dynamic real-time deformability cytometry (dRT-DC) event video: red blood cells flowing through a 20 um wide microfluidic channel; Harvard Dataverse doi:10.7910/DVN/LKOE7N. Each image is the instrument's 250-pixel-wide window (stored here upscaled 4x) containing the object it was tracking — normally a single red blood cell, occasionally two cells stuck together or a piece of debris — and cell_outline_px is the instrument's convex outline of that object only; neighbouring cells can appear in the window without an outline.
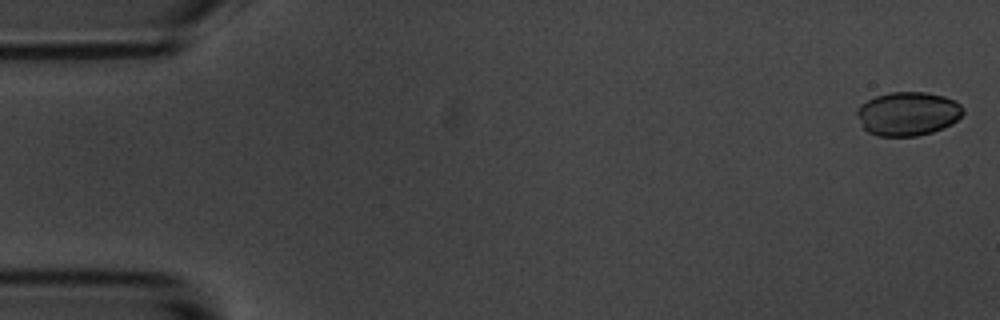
{"species": "common noctule bat (a hibernating species)", "species_latin": "Nyctalus noctula", "temperature_condition": "room temperature", "stored_images_in_passage": 15, "camera_frame_rate_fps": 3000, "um_per_image_px": 0.085, "animal": {"sex": "male", "body_mass_g": 20.1, "forearm_length_mm": 53.5}, "frame": {"image": 1, "passage_image": 1, "time_ms": 0.0, "image_size_px": [1000, 320], "cell_outline_px": [[964, 112], [952, 124], [932, 132], [916, 136], [876, 136], [868, 132], [864, 128], [856, 112], [860, 104], [876, 96], [888, 92], [924, 92], [944, 96], [956, 100], [964, 108]], "centroid_in_image_um": [77.18, 9.66], "position_along_channel_um": 7.8, "area_um2": 27.11}}
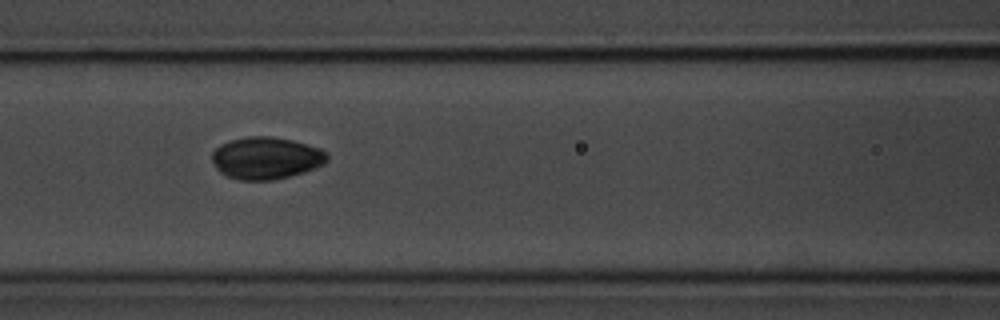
{"frame": {"image": 2, "passage_image": 7, "time_ms": 7.667, "image_size_px": [1000, 320], "cell_outline_px": [[328, 160], [324, 164], [316, 168], [304, 172], [272, 180], [240, 180], [224, 176], [216, 168], [212, 160], [212, 152], [220, 144], [232, 140], [248, 136], [272, 136], [292, 140], [320, 148], [328, 152]], "centroid_in_image_um": [22.62, 13.43], "position_along_channel_um": 144.0, "area_um2": 28.44}}
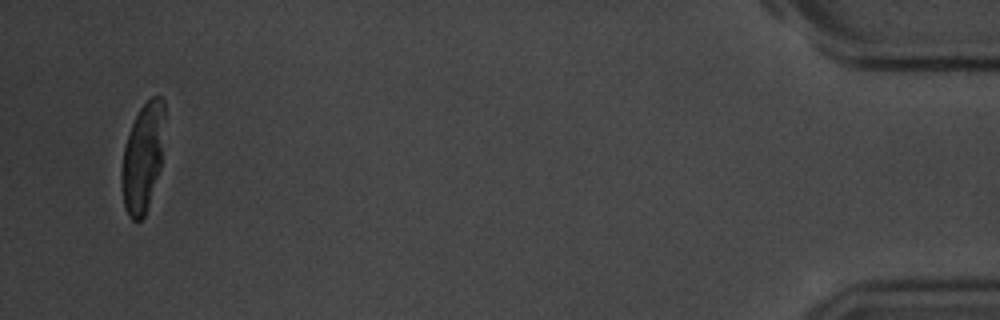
{"frame": {"image": 3, "passage_image": 15, "time_ms": 18.0, "image_size_px": [1000, 320], "cell_outline_px": [[164, 116], [160, 168], [144, 216], [140, 220], [132, 220], [128, 216], [124, 208], [120, 180], [120, 176], [124, 148], [132, 124], [140, 108], [152, 96], [160, 96], [164, 100]], "centroid_in_image_um": [12.11, 13.41], "position_along_channel_um": 423.1, "area_um2": 26.88}, "authors_computed_cell_mechanics": {"area_um2": 27.8018, "velocity_mm_per_s": 3.5055, "shape_relaxation_time_tau1_ms": 1.405, "shape_relaxation_time_tau2_ms": 3.2652, "deformation_change_tau1": 0.0652, "deformation_change_tau2": 0.0401}}